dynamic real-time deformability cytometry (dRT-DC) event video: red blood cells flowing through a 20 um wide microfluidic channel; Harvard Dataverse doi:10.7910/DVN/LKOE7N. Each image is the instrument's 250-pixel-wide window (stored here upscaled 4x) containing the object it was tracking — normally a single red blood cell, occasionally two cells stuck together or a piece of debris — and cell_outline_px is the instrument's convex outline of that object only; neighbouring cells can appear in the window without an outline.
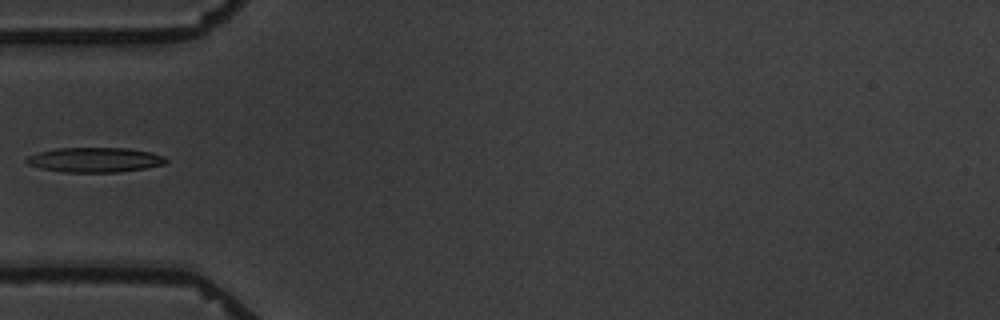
{"species": "common noctule bat (a hibernating species)", "species_latin": "Nyctalus noctula", "temperature_condition": "warm", "stored_images_in_passage": 15, "camera_frame_rate_fps": 3000, "um_per_image_px": 0.085, "animal": {"sex": "male", "body_mass_g": 19.5, "forearm_length_mm": 54.6}, "frame": {"image": 1, "passage_image": 5, "time_ms": 5.667, "image_size_px": [1000, 320], "cell_outline_px": [[168, 160], [164, 164], [144, 168], [116, 172], [64, 172], [40, 168], [28, 164], [24, 160], [28, 156], [40, 152], [56, 148], [128, 148], [152, 152], [164, 156]], "centroid_in_image_um": [8.06, 13.58], "position_along_channel_um": 76.9, "area_um2": 20.06}}
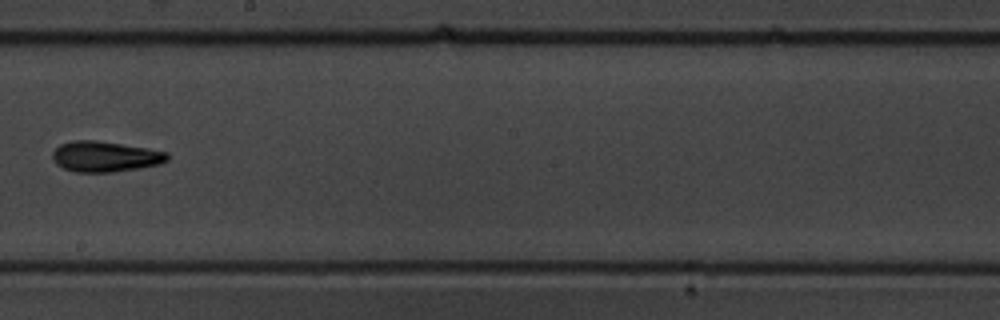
{"frame": {"image": 2, "passage_image": 9, "time_ms": 10.333, "image_size_px": [1000, 320], "cell_outline_px": [[168, 160], [160, 164], [112, 172], [76, 172], [64, 168], [56, 164], [52, 156], [52, 152], [60, 144], [72, 140], [96, 140], [168, 152]], "centroid_in_image_um": [8.9, 13.3], "position_along_channel_um": 239.3, "area_um2": 20.23}}
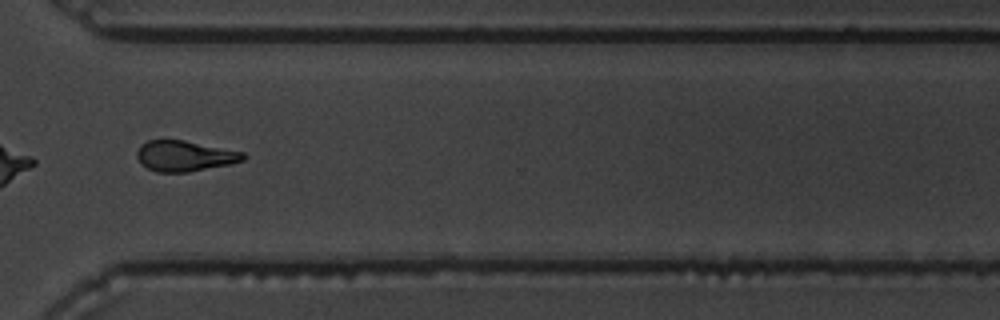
{"frame": {"image": 3, "passage_image": 12, "time_ms": 13.667, "image_size_px": [1000, 320], "cell_outline_px": [[244, 160], [232, 164], [188, 172], [156, 172], [140, 164], [136, 156], [136, 152], [140, 144], [148, 140], [184, 140], [244, 152]], "centroid_in_image_um": [15.67, 13.26], "position_along_channel_um": 354.9, "area_um2": 19.07}, "authors_computed_cell_mechanics": {"area_um2": 19.8254, "velocity_mm_per_s": 3.4745, "shape_relaxation_time_tau1_ms": 4.6364, "shape_relaxation_time_tau2_ms": 4.5868, "deformation_change_tau1": 0.1543, "deformation_change_tau2": 0.1275}}